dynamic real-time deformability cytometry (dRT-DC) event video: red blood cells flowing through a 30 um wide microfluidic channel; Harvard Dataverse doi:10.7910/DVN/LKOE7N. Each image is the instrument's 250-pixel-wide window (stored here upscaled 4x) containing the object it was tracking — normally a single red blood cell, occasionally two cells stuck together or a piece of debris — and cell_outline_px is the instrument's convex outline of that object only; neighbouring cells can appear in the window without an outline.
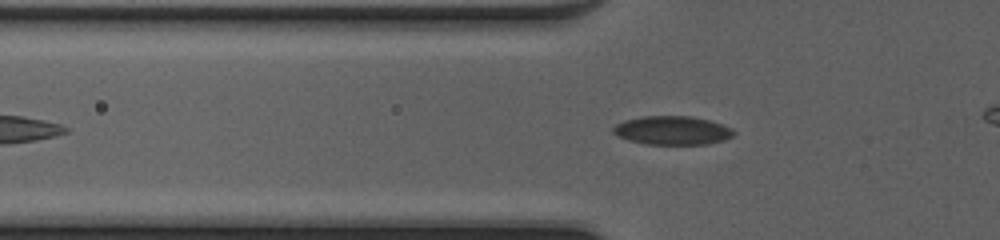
{"species": "common noctule bat (a hibernating species)", "species_latin": "Nyctalus noctula", "temperature_condition": "cold", "stored_images_in_passage": 37, "camera_frame_rate_fps": 3000, "um_per_image_px": 0.085, "animal": {"sex": "female", "body_mass_g": 20.0, "forearm_length_mm": 54.0}, "frame": {"image": 1, "passage_image": 10, "time_ms": 3.0, "image_size_px": [1000, 240], "cell_outline_px": [[736, 132], [732, 136], [724, 140], [708, 144], [644, 144], [628, 140], [612, 132], [612, 128], [616, 124], [624, 120], [640, 116], [692, 116], [708, 120], [732, 128]], "centroid_in_image_um": [57.13, 11.08], "position_along_channel_um": 68.7, "area_um2": 20.17}}
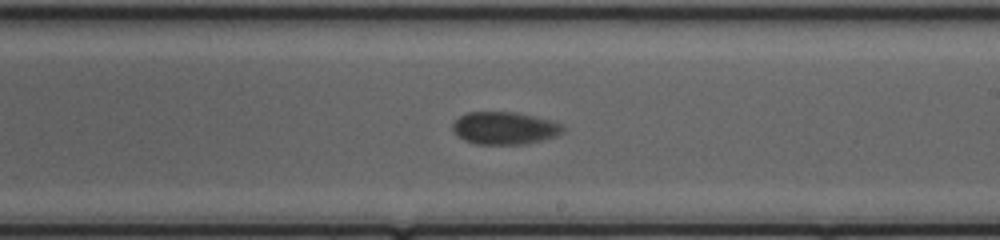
{"frame": {"image": 2, "passage_image": 23, "time_ms": 7.333, "image_size_px": [1000, 240], "cell_outline_px": [[564, 132], [556, 136], [524, 144], [476, 144], [464, 140], [452, 128], [452, 124], [460, 116], [468, 112], [516, 112], [548, 120], [560, 124], [564, 128]], "centroid_in_image_um": [42.88, 10.89], "position_along_channel_um": 246.1, "area_um2": 20.58}}
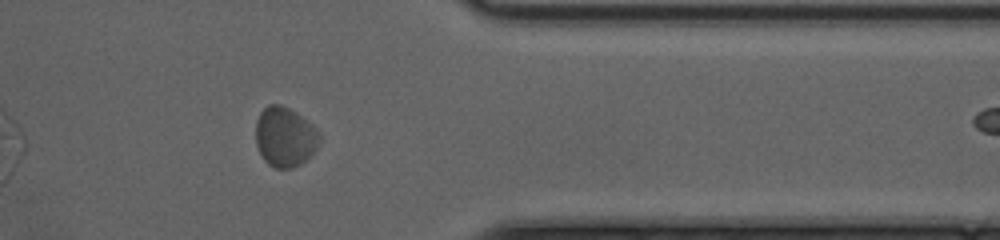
{"frame": {"image": 3, "passage_image": 34, "time_ms": 11.0, "image_size_px": [1000, 240], "cell_outline_px": [[320, 140], [316, 148], [300, 164], [292, 168], [276, 168], [268, 164], [264, 160], [256, 144], [256, 120], [260, 112], [268, 104], [280, 104], [296, 112], [312, 124], [320, 136]], "centroid_in_image_um": [24.19, 11.62], "position_along_channel_um": 387.2, "area_um2": 22.02}}